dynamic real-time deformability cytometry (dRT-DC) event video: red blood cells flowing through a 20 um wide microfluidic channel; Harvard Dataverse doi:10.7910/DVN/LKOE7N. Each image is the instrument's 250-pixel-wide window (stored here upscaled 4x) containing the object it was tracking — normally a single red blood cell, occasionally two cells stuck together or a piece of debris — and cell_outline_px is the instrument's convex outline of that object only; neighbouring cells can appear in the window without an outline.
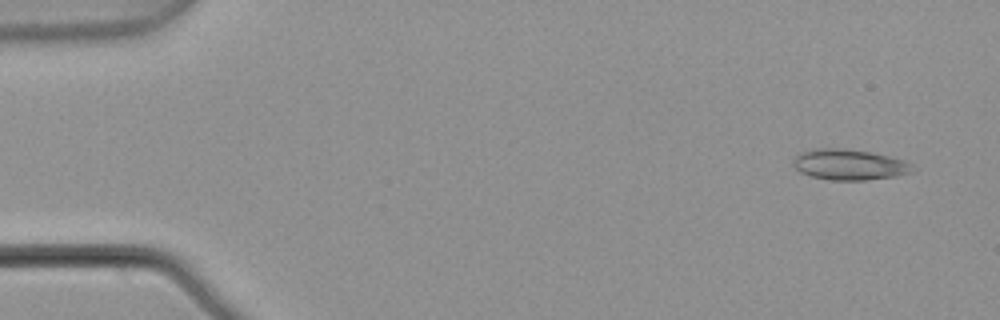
{"species": "common noctule bat (a hibernating species)", "species_latin": "Nyctalus noctula", "temperature_condition": "warm", "stored_images_in_passage": 6, "camera_frame_rate_fps": 3000, "um_per_image_px": 0.085, "animal": {"sex": "male", "body_mass_g": 21.5, "forearm_length_mm": 52.0}, "frame": {"image": 1, "passage_image": 6, "time_ms": 1.667, "image_size_px": [1000, 320], "cell_outline_px": [[912, 172], [896, 176], [864, 180], [828, 180], [812, 176], [800, 172], [792, 164], [792, 160], [800, 152], [816, 148], [844, 148], [872, 152], [904, 160], [912, 164]], "centroid_in_image_um": [72.16, 13.98], "position_along_channel_um": 12.8, "area_um2": 21.39}}